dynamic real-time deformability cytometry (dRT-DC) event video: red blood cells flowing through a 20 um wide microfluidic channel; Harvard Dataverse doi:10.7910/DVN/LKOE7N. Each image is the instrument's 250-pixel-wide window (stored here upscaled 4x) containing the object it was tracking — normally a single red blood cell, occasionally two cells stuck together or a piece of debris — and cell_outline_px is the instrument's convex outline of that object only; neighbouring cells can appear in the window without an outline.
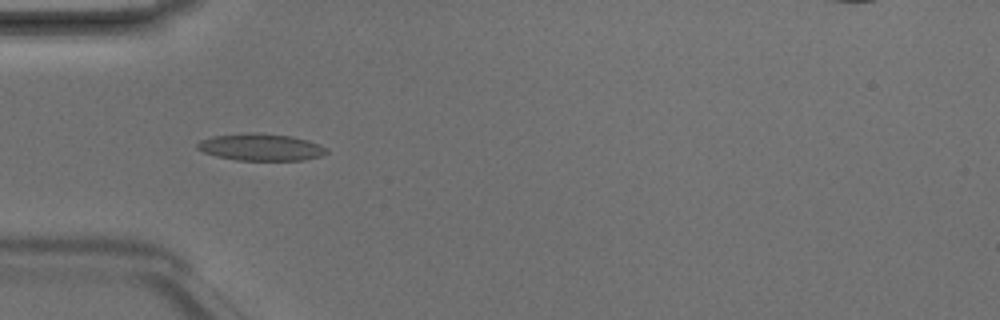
{"species": "Egyptian fruit bat (a non-hibernating species)", "species_latin": "Rousettus aegyptiacus", "temperature_condition": "room temperature", "stored_images_in_passage": 6, "camera_frame_rate_fps": 3000, "um_per_image_px": 0.085, "animal": {"sex": "male"}, "frame": {"image": 1, "passage_image": 4, "time_ms": 1.0, "image_size_px": [1000, 320], "cell_outline_px": [[328, 152], [324, 156], [304, 160], [236, 160], [216, 156], [204, 152], [196, 148], [196, 144], [200, 140], [212, 136], [244, 132], [256, 132], [292, 136], [308, 140], [320, 144], [328, 148]], "centroid_in_image_um": [22.19, 12.5], "position_along_channel_um": 62.8, "area_um2": 20.69}}
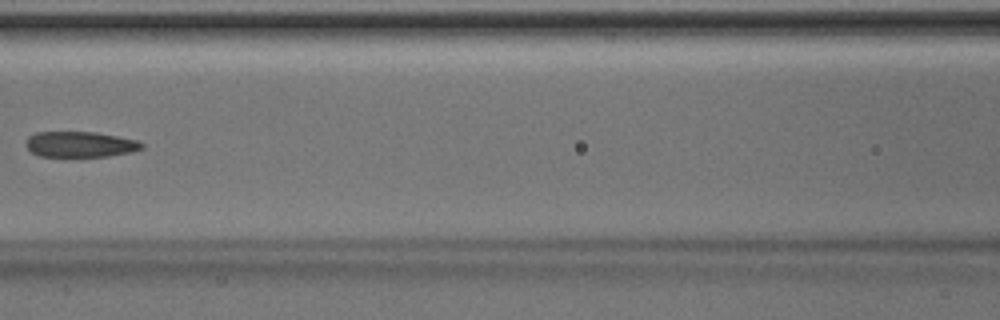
{"frame": {"image": 2, "passage_image": 6, "time_ms": 1.667, "image_size_px": [1000, 320], "cell_outline_px": [[144, 148], [132, 152], [108, 156], [40, 156], [32, 152], [24, 144], [28, 136], [36, 132], [96, 132], [136, 140], [144, 144]], "centroid_in_image_um": [6.81, 12.26], "position_along_channel_um": 159.8, "area_um2": 17.28}}